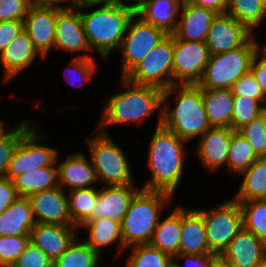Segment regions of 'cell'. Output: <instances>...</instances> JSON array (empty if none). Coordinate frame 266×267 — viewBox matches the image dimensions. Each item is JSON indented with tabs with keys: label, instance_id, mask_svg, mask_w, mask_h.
Returning a JSON list of instances; mask_svg holds the SVG:
<instances>
[{
	"label": "cell",
	"instance_id": "obj_2",
	"mask_svg": "<svg viewBox=\"0 0 266 267\" xmlns=\"http://www.w3.org/2000/svg\"><path fill=\"white\" fill-rule=\"evenodd\" d=\"M158 125L149 147L148 166L152 178L141 189L164 191L173 195L181 179L184 148L186 142L174 132L162 126V110L159 112Z\"/></svg>",
	"mask_w": 266,
	"mask_h": 267
},
{
	"label": "cell",
	"instance_id": "obj_39",
	"mask_svg": "<svg viewBox=\"0 0 266 267\" xmlns=\"http://www.w3.org/2000/svg\"><path fill=\"white\" fill-rule=\"evenodd\" d=\"M31 128L30 121H25L16 129L4 131L0 135V178L6 177L9 162L21 137Z\"/></svg>",
	"mask_w": 266,
	"mask_h": 267
},
{
	"label": "cell",
	"instance_id": "obj_48",
	"mask_svg": "<svg viewBox=\"0 0 266 267\" xmlns=\"http://www.w3.org/2000/svg\"><path fill=\"white\" fill-rule=\"evenodd\" d=\"M19 197L14 182L0 178V215Z\"/></svg>",
	"mask_w": 266,
	"mask_h": 267
},
{
	"label": "cell",
	"instance_id": "obj_40",
	"mask_svg": "<svg viewBox=\"0 0 266 267\" xmlns=\"http://www.w3.org/2000/svg\"><path fill=\"white\" fill-rule=\"evenodd\" d=\"M237 132L248 140L259 158L266 157V128L263 115L243 125Z\"/></svg>",
	"mask_w": 266,
	"mask_h": 267
},
{
	"label": "cell",
	"instance_id": "obj_50",
	"mask_svg": "<svg viewBox=\"0 0 266 267\" xmlns=\"http://www.w3.org/2000/svg\"><path fill=\"white\" fill-rule=\"evenodd\" d=\"M189 2L221 14L226 12L229 0H190Z\"/></svg>",
	"mask_w": 266,
	"mask_h": 267
},
{
	"label": "cell",
	"instance_id": "obj_10",
	"mask_svg": "<svg viewBox=\"0 0 266 267\" xmlns=\"http://www.w3.org/2000/svg\"><path fill=\"white\" fill-rule=\"evenodd\" d=\"M167 35L162 29L144 22L135 14L127 26L119 49L123 57L122 77H125Z\"/></svg>",
	"mask_w": 266,
	"mask_h": 267
},
{
	"label": "cell",
	"instance_id": "obj_59",
	"mask_svg": "<svg viewBox=\"0 0 266 267\" xmlns=\"http://www.w3.org/2000/svg\"><path fill=\"white\" fill-rule=\"evenodd\" d=\"M261 1L266 6V0H261Z\"/></svg>",
	"mask_w": 266,
	"mask_h": 267
},
{
	"label": "cell",
	"instance_id": "obj_16",
	"mask_svg": "<svg viewBox=\"0 0 266 267\" xmlns=\"http://www.w3.org/2000/svg\"><path fill=\"white\" fill-rule=\"evenodd\" d=\"M28 198L37 223L75 226L69 215L67 194L60 186Z\"/></svg>",
	"mask_w": 266,
	"mask_h": 267
},
{
	"label": "cell",
	"instance_id": "obj_53",
	"mask_svg": "<svg viewBox=\"0 0 266 267\" xmlns=\"http://www.w3.org/2000/svg\"><path fill=\"white\" fill-rule=\"evenodd\" d=\"M98 1L106 2V3L126 4L125 2H123V0H98ZM131 1L135 2V3L131 4V6L133 8H136L143 0H131Z\"/></svg>",
	"mask_w": 266,
	"mask_h": 267
},
{
	"label": "cell",
	"instance_id": "obj_49",
	"mask_svg": "<svg viewBox=\"0 0 266 267\" xmlns=\"http://www.w3.org/2000/svg\"><path fill=\"white\" fill-rule=\"evenodd\" d=\"M259 52L260 47L258 43V52L252 60L250 71L254 75L257 84L260 86L263 96L266 98V60L263 57L259 59Z\"/></svg>",
	"mask_w": 266,
	"mask_h": 267
},
{
	"label": "cell",
	"instance_id": "obj_46",
	"mask_svg": "<svg viewBox=\"0 0 266 267\" xmlns=\"http://www.w3.org/2000/svg\"><path fill=\"white\" fill-rule=\"evenodd\" d=\"M217 256L215 253L205 254H177L173 257V267H182L176 260L185 259L186 267H211L214 258ZM185 267V266H184Z\"/></svg>",
	"mask_w": 266,
	"mask_h": 267
},
{
	"label": "cell",
	"instance_id": "obj_26",
	"mask_svg": "<svg viewBox=\"0 0 266 267\" xmlns=\"http://www.w3.org/2000/svg\"><path fill=\"white\" fill-rule=\"evenodd\" d=\"M36 223L29 198L20 196L0 215V236H30Z\"/></svg>",
	"mask_w": 266,
	"mask_h": 267
},
{
	"label": "cell",
	"instance_id": "obj_8",
	"mask_svg": "<svg viewBox=\"0 0 266 267\" xmlns=\"http://www.w3.org/2000/svg\"><path fill=\"white\" fill-rule=\"evenodd\" d=\"M125 78L162 90L170 88L173 85V34L167 35L150 50Z\"/></svg>",
	"mask_w": 266,
	"mask_h": 267
},
{
	"label": "cell",
	"instance_id": "obj_13",
	"mask_svg": "<svg viewBox=\"0 0 266 267\" xmlns=\"http://www.w3.org/2000/svg\"><path fill=\"white\" fill-rule=\"evenodd\" d=\"M253 34L244 24L221 13L213 18L205 43L210 55H216L242 47Z\"/></svg>",
	"mask_w": 266,
	"mask_h": 267
},
{
	"label": "cell",
	"instance_id": "obj_18",
	"mask_svg": "<svg viewBox=\"0 0 266 267\" xmlns=\"http://www.w3.org/2000/svg\"><path fill=\"white\" fill-rule=\"evenodd\" d=\"M75 231L76 226L36 223L30 233V242L54 262L76 239Z\"/></svg>",
	"mask_w": 266,
	"mask_h": 267
},
{
	"label": "cell",
	"instance_id": "obj_15",
	"mask_svg": "<svg viewBox=\"0 0 266 267\" xmlns=\"http://www.w3.org/2000/svg\"><path fill=\"white\" fill-rule=\"evenodd\" d=\"M54 48L66 51H91L80 11L74 6H57Z\"/></svg>",
	"mask_w": 266,
	"mask_h": 267
},
{
	"label": "cell",
	"instance_id": "obj_22",
	"mask_svg": "<svg viewBox=\"0 0 266 267\" xmlns=\"http://www.w3.org/2000/svg\"><path fill=\"white\" fill-rule=\"evenodd\" d=\"M37 55H40V53L35 49L33 42L23 29L0 53L4 81L7 82L30 66Z\"/></svg>",
	"mask_w": 266,
	"mask_h": 267
},
{
	"label": "cell",
	"instance_id": "obj_20",
	"mask_svg": "<svg viewBox=\"0 0 266 267\" xmlns=\"http://www.w3.org/2000/svg\"><path fill=\"white\" fill-rule=\"evenodd\" d=\"M180 9L181 17L173 35L183 41L205 42L211 22L217 13L190 2L182 4Z\"/></svg>",
	"mask_w": 266,
	"mask_h": 267
},
{
	"label": "cell",
	"instance_id": "obj_21",
	"mask_svg": "<svg viewBox=\"0 0 266 267\" xmlns=\"http://www.w3.org/2000/svg\"><path fill=\"white\" fill-rule=\"evenodd\" d=\"M234 132L230 127H211L199 137L197 153L203 166L217 170L227 164L229 144Z\"/></svg>",
	"mask_w": 266,
	"mask_h": 267
},
{
	"label": "cell",
	"instance_id": "obj_51",
	"mask_svg": "<svg viewBox=\"0 0 266 267\" xmlns=\"http://www.w3.org/2000/svg\"><path fill=\"white\" fill-rule=\"evenodd\" d=\"M69 1L72 5L75 4L73 0H29L31 5H55V6H60V3H64Z\"/></svg>",
	"mask_w": 266,
	"mask_h": 267
},
{
	"label": "cell",
	"instance_id": "obj_9",
	"mask_svg": "<svg viewBox=\"0 0 266 267\" xmlns=\"http://www.w3.org/2000/svg\"><path fill=\"white\" fill-rule=\"evenodd\" d=\"M197 210L204 219L210 252L221 255L243 227L240 204L232 199L209 211Z\"/></svg>",
	"mask_w": 266,
	"mask_h": 267
},
{
	"label": "cell",
	"instance_id": "obj_56",
	"mask_svg": "<svg viewBox=\"0 0 266 267\" xmlns=\"http://www.w3.org/2000/svg\"><path fill=\"white\" fill-rule=\"evenodd\" d=\"M5 131L2 122H0V135Z\"/></svg>",
	"mask_w": 266,
	"mask_h": 267
},
{
	"label": "cell",
	"instance_id": "obj_45",
	"mask_svg": "<svg viewBox=\"0 0 266 267\" xmlns=\"http://www.w3.org/2000/svg\"><path fill=\"white\" fill-rule=\"evenodd\" d=\"M30 7L29 0H0V22L23 21Z\"/></svg>",
	"mask_w": 266,
	"mask_h": 267
},
{
	"label": "cell",
	"instance_id": "obj_14",
	"mask_svg": "<svg viewBox=\"0 0 266 267\" xmlns=\"http://www.w3.org/2000/svg\"><path fill=\"white\" fill-rule=\"evenodd\" d=\"M56 19L57 6L31 5L23 20L24 30L42 58L47 57L51 48H54Z\"/></svg>",
	"mask_w": 266,
	"mask_h": 267
},
{
	"label": "cell",
	"instance_id": "obj_28",
	"mask_svg": "<svg viewBox=\"0 0 266 267\" xmlns=\"http://www.w3.org/2000/svg\"><path fill=\"white\" fill-rule=\"evenodd\" d=\"M81 227H86L89 232L88 238L84 241L99 255H101L102 248L115 241L119 244V252L125 249L120 222L105 217L98 220H87Z\"/></svg>",
	"mask_w": 266,
	"mask_h": 267
},
{
	"label": "cell",
	"instance_id": "obj_36",
	"mask_svg": "<svg viewBox=\"0 0 266 267\" xmlns=\"http://www.w3.org/2000/svg\"><path fill=\"white\" fill-rule=\"evenodd\" d=\"M243 228L251 231L266 245V200L238 202Z\"/></svg>",
	"mask_w": 266,
	"mask_h": 267
},
{
	"label": "cell",
	"instance_id": "obj_33",
	"mask_svg": "<svg viewBox=\"0 0 266 267\" xmlns=\"http://www.w3.org/2000/svg\"><path fill=\"white\" fill-rule=\"evenodd\" d=\"M225 13L254 32L253 29L266 17V6L261 0H229Z\"/></svg>",
	"mask_w": 266,
	"mask_h": 267
},
{
	"label": "cell",
	"instance_id": "obj_38",
	"mask_svg": "<svg viewBox=\"0 0 266 267\" xmlns=\"http://www.w3.org/2000/svg\"><path fill=\"white\" fill-rule=\"evenodd\" d=\"M266 102H258L247 96H234L232 129L237 131L243 125L262 115Z\"/></svg>",
	"mask_w": 266,
	"mask_h": 267
},
{
	"label": "cell",
	"instance_id": "obj_34",
	"mask_svg": "<svg viewBox=\"0 0 266 267\" xmlns=\"http://www.w3.org/2000/svg\"><path fill=\"white\" fill-rule=\"evenodd\" d=\"M101 255L94 251L85 241L77 238L69 248L53 262L54 267H98Z\"/></svg>",
	"mask_w": 266,
	"mask_h": 267
},
{
	"label": "cell",
	"instance_id": "obj_4",
	"mask_svg": "<svg viewBox=\"0 0 266 267\" xmlns=\"http://www.w3.org/2000/svg\"><path fill=\"white\" fill-rule=\"evenodd\" d=\"M123 86L127 91L115 94L106 102L101 122L97 130L107 133L105 128L109 125L136 122L141 124L147 116L153 114L163 104V90L151 86L136 84L122 77Z\"/></svg>",
	"mask_w": 266,
	"mask_h": 267
},
{
	"label": "cell",
	"instance_id": "obj_58",
	"mask_svg": "<svg viewBox=\"0 0 266 267\" xmlns=\"http://www.w3.org/2000/svg\"><path fill=\"white\" fill-rule=\"evenodd\" d=\"M180 3L184 4V3H187L189 2L190 0H178Z\"/></svg>",
	"mask_w": 266,
	"mask_h": 267
},
{
	"label": "cell",
	"instance_id": "obj_43",
	"mask_svg": "<svg viewBox=\"0 0 266 267\" xmlns=\"http://www.w3.org/2000/svg\"><path fill=\"white\" fill-rule=\"evenodd\" d=\"M11 267H53V261L32 242Z\"/></svg>",
	"mask_w": 266,
	"mask_h": 267
},
{
	"label": "cell",
	"instance_id": "obj_54",
	"mask_svg": "<svg viewBox=\"0 0 266 267\" xmlns=\"http://www.w3.org/2000/svg\"><path fill=\"white\" fill-rule=\"evenodd\" d=\"M257 267H266V257L260 262Z\"/></svg>",
	"mask_w": 266,
	"mask_h": 267
},
{
	"label": "cell",
	"instance_id": "obj_17",
	"mask_svg": "<svg viewBox=\"0 0 266 267\" xmlns=\"http://www.w3.org/2000/svg\"><path fill=\"white\" fill-rule=\"evenodd\" d=\"M140 190L133 184L107 185L102 191L98 190L95 208L88 220L107 217L121 223L132 199Z\"/></svg>",
	"mask_w": 266,
	"mask_h": 267
},
{
	"label": "cell",
	"instance_id": "obj_23",
	"mask_svg": "<svg viewBox=\"0 0 266 267\" xmlns=\"http://www.w3.org/2000/svg\"><path fill=\"white\" fill-rule=\"evenodd\" d=\"M209 250L205 223L197 209L181 207V236L178 254H205Z\"/></svg>",
	"mask_w": 266,
	"mask_h": 267
},
{
	"label": "cell",
	"instance_id": "obj_37",
	"mask_svg": "<svg viewBox=\"0 0 266 267\" xmlns=\"http://www.w3.org/2000/svg\"><path fill=\"white\" fill-rule=\"evenodd\" d=\"M133 253L126 267H173V257L151 244L131 246Z\"/></svg>",
	"mask_w": 266,
	"mask_h": 267
},
{
	"label": "cell",
	"instance_id": "obj_57",
	"mask_svg": "<svg viewBox=\"0 0 266 267\" xmlns=\"http://www.w3.org/2000/svg\"><path fill=\"white\" fill-rule=\"evenodd\" d=\"M262 52H263V58L266 60V45L263 48Z\"/></svg>",
	"mask_w": 266,
	"mask_h": 267
},
{
	"label": "cell",
	"instance_id": "obj_24",
	"mask_svg": "<svg viewBox=\"0 0 266 267\" xmlns=\"http://www.w3.org/2000/svg\"><path fill=\"white\" fill-rule=\"evenodd\" d=\"M182 3L178 0H143L136 8L135 14L144 22L154 25L168 35L176 31V20Z\"/></svg>",
	"mask_w": 266,
	"mask_h": 267
},
{
	"label": "cell",
	"instance_id": "obj_25",
	"mask_svg": "<svg viewBox=\"0 0 266 267\" xmlns=\"http://www.w3.org/2000/svg\"><path fill=\"white\" fill-rule=\"evenodd\" d=\"M58 185L69 190L91 188L92 183L97 182L92 162H88L82 153L69 155L66 160L58 164ZM89 186V187H88Z\"/></svg>",
	"mask_w": 266,
	"mask_h": 267
},
{
	"label": "cell",
	"instance_id": "obj_42",
	"mask_svg": "<svg viewBox=\"0 0 266 267\" xmlns=\"http://www.w3.org/2000/svg\"><path fill=\"white\" fill-rule=\"evenodd\" d=\"M70 64H72L73 69H67L65 70L64 74L67 79V81L71 84L74 81H77V85H80L84 81H88L90 76L93 74V72L96 70V62L94 60V57L91 55L84 54V56L80 55L77 58H74ZM75 70V74L74 71ZM71 71V72H70ZM73 72V73H72ZM74 74V77L72 74ZM78 77V78H77ZM78 79V80H76ZM72 83V84H73ZM76 85V83H74Z\"/></svg>",
	"mask_w": 266,
	"mask_h": 267
},
{
	"label": "cell",
	"instance_id": "obj_55",
	"mask_svg": "<svg viewBox=\"0 0 266 267\" xmlns=\"http://www.w3.org/2000/svg\"><path fill=\"white\" fill-rule=\"evenodd\" d=\"M263 118H264V125L266 128V107L264 108L263 112H262Z\"/></svg>",
	"mask_w": 266,
	"mask_h": 267
},
{
	"label": "cell",
	"instance_id": "obj_1",
	"mask_svg": "<svg viewBox=\"0 0 266 267\" xmlns=\"http://www.w3.org/2000/svg\"><path fill=\"white\" fill-rule=\"evenodd\" d=\"M96 5L101 7L86 13L81 10ZM74 6L80 11L91 51H97L106 60L112 50L120 49L127 26L135 15V8L130 4L106 3L98 0H82L75 2Z\"/></svg>",
	"mask_w": 266,
	"mask_h": 267
},
{
	"label": "cell",
	"instance_id": "obj_32",
	"mask_svg": "<svg viewBox=\"0 0 266 267\" xmlns=\"http://www.w3.org/2000/svg\"><path fill=\"white\" fill-rule=\"evenodd\" d=\"M69 215L76 227L82 226L92 215L98 198L97 189L84 188L68 192Z\"/></svg>",
	"mask_w": 266,
	"mask_h": 267
},
{
	"label": "cell",
	"instance_id": "obj_5",
	"mask_svg": "<svg viewBox=\"0 0 266 267\" xmlns=\"http://www.w3.org/2000/svg\"><path fill=\"white\" fill-rule=\"evenodd\" d=\"M173 195L164 191L141 189L132 199L121 222L124 247L150 244L160 211Z\"/></svg>",
	"mask_w": 266,
	"mask_h": 267
},
{
	"label": "cell",
	"instance_id": "obj_12",
	"mask_svg": "<svg viewBox=\"0 0 266 267\" xmlns=\"http://www.w3.org/2000/svg\"><path fill=\"white\" fill-rule=\"evenodd\" d=\"M205 42H190L173 35V85L198 84L210 59Z\"/></svg>",
	"mask_w": 266,
	"mask_h": 267
},
{
	"label": "cell",
	"instance_id": "obj_44",
	"mask_svg": "<svg viewBox=\"0 0 266 267\" xmlns=\"http://www.w3.org/2000/svg\"><path fill=\"white\" fill-rule=\"evenodd\" d=\"M234 96H247L257 100L258 102H266L260 86L257 84L254 75L251 71L242 75L231 88Z\"/></svg>",
	"mask_w": 266,
	"mask_h": 267
},
{
	"label": "cell",
	"instance_id": "obj_6",
	"mask_svg": "<svg viewBox=\"0 0 266 267\" xmlns=\"http://www.w3.org/2000/svg\"><path fill=\"white\" fill-rule=\"evenodd\" d=\"M252 36L242 47L211 55L198 86L202 89H231L233 84L250 71L258 44Z\"/></svg>",
	"mask_w": 266,
	"mask_h": 267
},
{
	"label": "cell",
	"instance_id": "obj_7",
	"mask_svg": "<svg viewBox=\"0 0 266 267\" xmlns=\"http://www.w3.org/2000/svg\"><path fill=\"white\" fill-rule=\"evenodd\" d=\"M97 134L87 139L97 181L105 185L133 184L132 172L124 152L108 133L99 131Z\"/></svg>",
	"mask_w": 266,
	"mask_h": 267
},
{
	"label": "cell",
	"instance_id": "obj_30",
	"mask_svg": "<svg viewBox=\"0 0 266 267\" xmlns=\"http://www.w3.org/2000/svg\"><path fill=\"white\" fill-rule=\"evenodd\" d=\"M240 175L244 179L234 199L236 202L266 200V157L258 158Z\"/></svg>",
	"mask_w": 266,
	"mask_h": 267
},
{
	"label": "cell",
	"instance_id": "obj_27",
	"mask_svg": "<svg viewBox=\"0 0 266 267\" xmlns=\"http://www.w3.org/2000/svg\"><path fill=\"white\" fill-rule=\"evenodd\" d=\"M205 111L211 127H230L234 95L231 89H203Z\"/></svg>",
	"mask_w": 266,
	"mask_h": 267
},
{
	"label": "cell",
	"instance_id": "obj_35",
	"mask_svg": "<svg viewBox=\"0 0 266 267\" xmlns=\"http://www.w3.org/2000/svg\"><path fill=\"white\" fill-rule=\"evenodd\" d=\"M258 158L248 140L235 131L232 134L228 150L227 166L229 171L241 174Z\"/></svg>",
	"mask_w": 266,
	"mask_h": 267
},
{
	"label": "cell",
	"instance_id": "obj_3",
	"mask_svg": "<svg viewBox=\"0 0 266 267\" xmlns=\"http://www.w3.org/2000/svg\"><path fill=\"white\" fill-rule=\"evenodd\" d=\"M177 92L174 108L165 105L171 94ZM162 126L186 141L205 134L211 125L208 121L203 100V89L197 84L172 85L163 90Z\"/></svg>",
	"mask_w": 266,
	"mask_h": 267
},
{
	"label": "cell",
	"instance_id": "obj_19",
	"mask_svg": "<svg viewBox=\"0 0 266 267\" xmlns=\"http://www.w3.org/2000/svg\"><path fill=\"white\" fill-rule=\"evenodd\" d=\"M221 256L234 267H257L266 257V245L242 227Z\"/></svg>",
	"mask_w": 266,
	"mask_h": 267
},
{
	"label": "cell",
	"instance_id": "obj_31",
	"mask_svg": "<svg viewBox=\"0 0 266 267\" xmlns=\"http://www.w3.org/2000/svg\"><path fill=\"white\" fill-rule=\"evenodd\" d=\"M13 182L19 196L28 197L37 192L51 190L59 187L58 167L48 166L28 171L16 177Z\"/></svg>",
	"mask_w": 266,
	"mask_h": 267
},
{
	"label": "cell",
	"instance_id": "obj_47",
	"mask_svg": "<svg viewBox=\"0 0 266 267\" xmlns=\"http://www.w3.org/2000/svg\"><path fill=\"white\" fill-rule=\"evenodd\" d=\"M24 29L23 21L0 22V53Z\"/></svg>",
	"mask_w": 266,
	"mask_h": 267
},
{
	"label": "cell",
	"instance_id": "obj_41",
	"mask_svg": "<svg viewBox=\"0 0 266 267\" xmlns=\"http://www.w3.org/2000/svg\"><path fill=\"white\" fill-rule=\"evenodd\" d=\"M29 242L30 236H0V267H11Z\"/></svg>",
	"mask_w": 266,
	"mask_h": 267
},
{
	"label": "cell",
	"instance_id": "obj_11",
	"mask_svg": "<svg viewBox=\"0 0 266 267\" xmlns=\"http://www.w3.org/2000/svg\"><path fill=\"white\" fill-rule=\"evenodd\" d=\"M41 138L36 129L30 128L20 139L15 148L6 172V178L14 180L19 175L43 167L54 166L57 150L36 144Z\"/></svg>",
	"mask_w": 266,
	"mask_h": 267
},
{
	"label": "cell",
	"instance_id": "obj_29",
	"mask_svg": "<svg viewBox=\"0 0 266 267\" xmlns=\"http://www.w3.org/2000/svg\"><path fill=\"white\" fill-rule=\"evenodd\" d=\"M181 236V206L158 222L150 244L172 257L178 254Z\"/></svg>",
	"mask_w": 266,
	"mask_h": 267
},
{
	"label": "cell",
	"instance_id": "obj_52",
	"mask_svg": "<svg viewBox=\"0 0 266 267\" xmlns=\"http://www.w3.org/2000/svg\"><path fill=\"white\" fill-rule=\"evenodd\" d=\"M211 267H234L229 261L224 259L221 255H217L212 264Z\"/></svg>",
	"mask_w": 266,
	"mask_h": 267
}]
</instances>
